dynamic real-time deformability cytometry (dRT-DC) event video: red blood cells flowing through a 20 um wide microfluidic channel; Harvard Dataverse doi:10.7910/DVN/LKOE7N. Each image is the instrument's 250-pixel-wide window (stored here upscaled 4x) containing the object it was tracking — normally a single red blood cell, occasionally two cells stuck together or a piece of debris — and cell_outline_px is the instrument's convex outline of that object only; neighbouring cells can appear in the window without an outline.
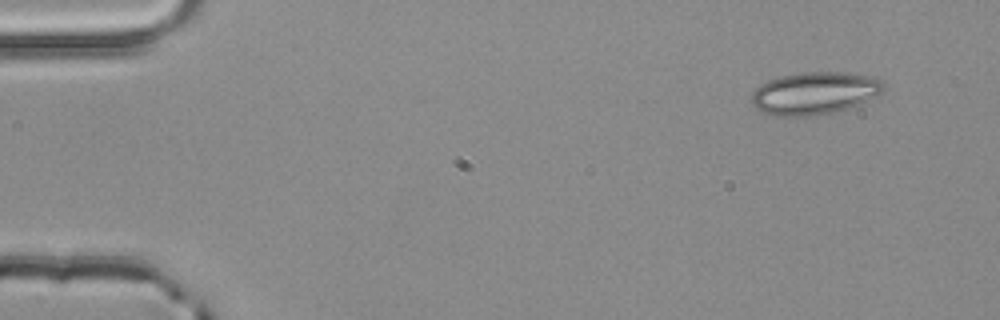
{"species": "common noctule bat (a hibernating species)", "species_latin": "Nyctalus noctula", "temperature_condition": "room temperature", "stored_images_in_passage": 4, "camera_frame_rate_fps": 3000, "um_per_image_px": 0.085, "animal": {"sex": "male", "body_mass_g": 20.4}, "frame": {"image": 1, "passage_image": 1, "time_ms": 0.0, "image_size_px": [1000, 320], "cell_outline_px": [[884, 88], [880, 92], [856, 104], [832, 112], [816, 116], [772, 116], [756, 108], [752, 104], [752, 92], [760, 84], [768, 80], [780, 76], [800, 72], [840, 72], [872, 76], [884, 80]], "centroid_in_image_um": [69.18, 7.91], "position_along_channel_um": 15.8, "area_um2": 32.43}}